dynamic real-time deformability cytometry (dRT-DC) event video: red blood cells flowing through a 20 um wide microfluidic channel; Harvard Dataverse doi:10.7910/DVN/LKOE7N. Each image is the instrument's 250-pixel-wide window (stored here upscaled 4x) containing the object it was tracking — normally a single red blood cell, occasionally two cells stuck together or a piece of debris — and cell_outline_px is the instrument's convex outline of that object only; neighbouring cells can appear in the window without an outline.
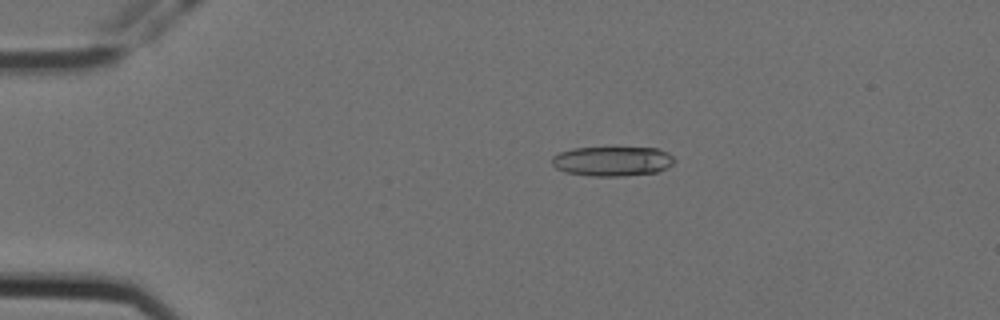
{"species": "Egyptian fruit bat (a non-hibernating species)", "species_latin": "Rousettus aegyptiacus", "temperature_condition": "cold", "stored_images_in_passage": 7, "camera_frame_rate_fps": 3000, "um_per_image_px": 0.085, "animal": {"sex": "female"}, "frame": {"image": 1, "passage_image": 4, "time_ms": 1.0, "image_size_px": [1000, 320], "cell_outline_px": [[676, 160], [672, 164], [656, 172], [624, 176], [592, 176], [564, 172], [556, 168], [552, 164], [552, 156], [560, 152], [572, 148], [656, 148], [668, 152]], "centroid_in_image_um": [52.03, 13.7], "position_along_channel_um": 33.0, "area_um2": 21.1}}
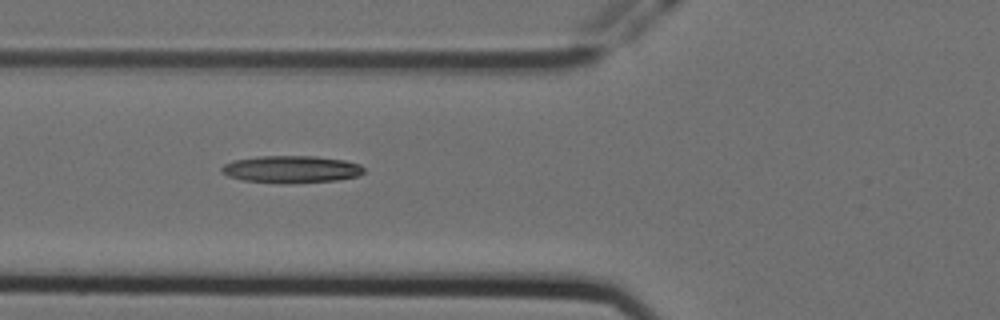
{"frame": {"image": 2, "passage_image": 7, "time_ms": 2.0, "image_size_px": [1000, 320], "cell_outline_px": [[364, 172], [360, 176], [340, 180], [288, 184], [280, 184], [244, 180], [228, 176], [220, 172], [220, 168], [224, 164], [236, 160], [260, 156], [316, 156], [344, 160], [360, 164], [364, 168]], "centroid_in_image_um": [24.79, 14.4], "position_along_channel_um": 101.0, "area_um2": 22.89}}